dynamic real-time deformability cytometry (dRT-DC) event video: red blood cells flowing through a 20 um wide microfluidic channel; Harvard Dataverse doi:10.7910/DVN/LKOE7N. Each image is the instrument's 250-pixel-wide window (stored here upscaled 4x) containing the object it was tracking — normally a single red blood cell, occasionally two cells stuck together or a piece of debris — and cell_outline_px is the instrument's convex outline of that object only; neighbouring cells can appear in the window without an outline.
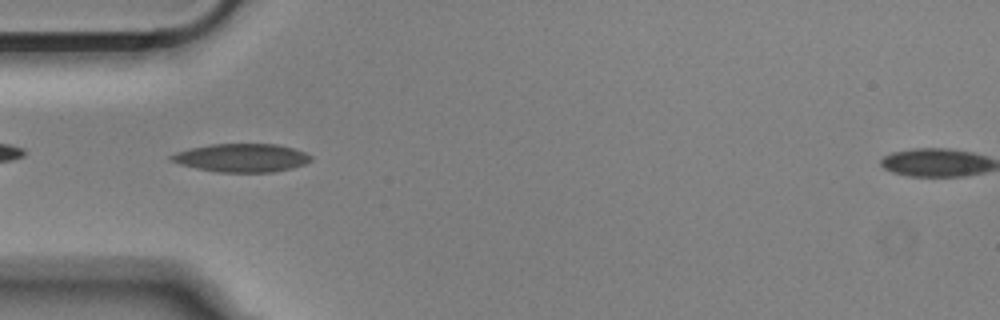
{"species": "Egyptian fruit bat (a non-hibernating species)", "species_latin": "Rousettus aegyptiacus", "temperature_condition": "cold", "stored_images_in_passage": 38, "camera_frame_rate_fps": 3000, "um_per_image_px": 0.085, "animal": {"sex": "male"}, "frame": {"image": 1, "passage_image": 2, "time_ms": 0.333, "image_size_px": [1000, 320], "cell_outline_px": [[312, 160], [304, 164], [292, 168], [272, 172], [216, 172], [196, 168], [180, 164], [172, 160], [168, 156], [176, 152], [188, 148], [212, 144], [276, 144], [292, 148], [304, 152], [312, 156]], "centroid_in_image_um": [20.53, 13.41], "position_along_channel_um": 64.5, "area_um2": 23.0}}
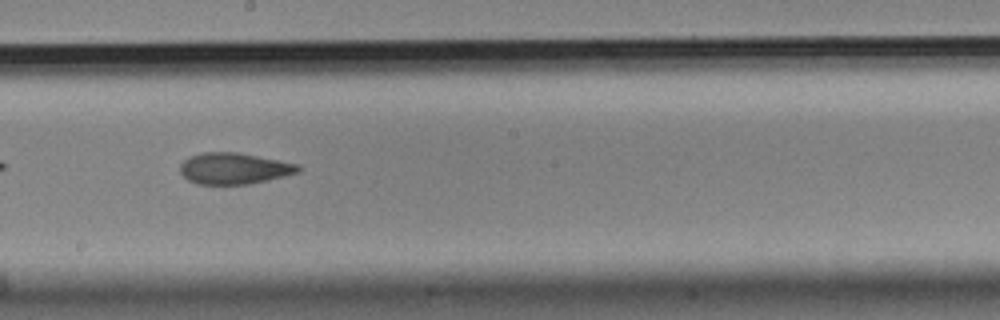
{"frame": {"image": 2, "passage_image": 16, "time_ms": 5.0, "image_size_px": [1000, 320], "cell_outline_px": [[300, 172], [268, 180], [248, 184], [196, 184], [188, 180], [180, 172], [180, 164], [184, 160], [200, 152], [236, 152], [300, 164]], "centroid_in_image_um": [19.9, 14.32], "position_along_channel_um": 228.3, "area_um2": 21.5}}
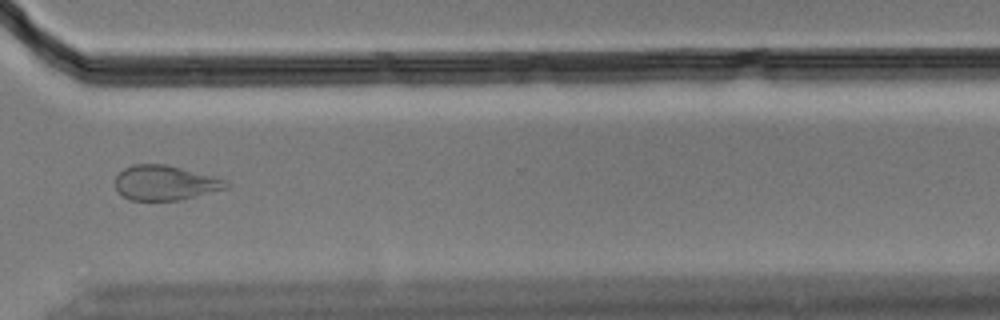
{"frame": {"image": 3, "passage_image": 27, "time_ms": 8.667, "image_size_px": [1000, 320], "cell_outline_px": [[228, 188], [180, 200], [132, 200], [124, 196], [116, 188], [116, 176], [124, 168], [132, 164], [164, 164], [228, 180]], "centroid_in_image_um": [14.04, 15.54], "position_along_channel_um": 356.6, "area_um2": 22.2}, "authors_computed_cell_mechanics": {"area_um2": 22.1663, "velocity_mm_per_s": 3.5024, "shape_relaxation_time_tau1_ms": null, "shape_relaxation_time_tau2_ms": 4.3103, "deformation_change_tau1": null, "deformation_change_tau2": 0.1096}}